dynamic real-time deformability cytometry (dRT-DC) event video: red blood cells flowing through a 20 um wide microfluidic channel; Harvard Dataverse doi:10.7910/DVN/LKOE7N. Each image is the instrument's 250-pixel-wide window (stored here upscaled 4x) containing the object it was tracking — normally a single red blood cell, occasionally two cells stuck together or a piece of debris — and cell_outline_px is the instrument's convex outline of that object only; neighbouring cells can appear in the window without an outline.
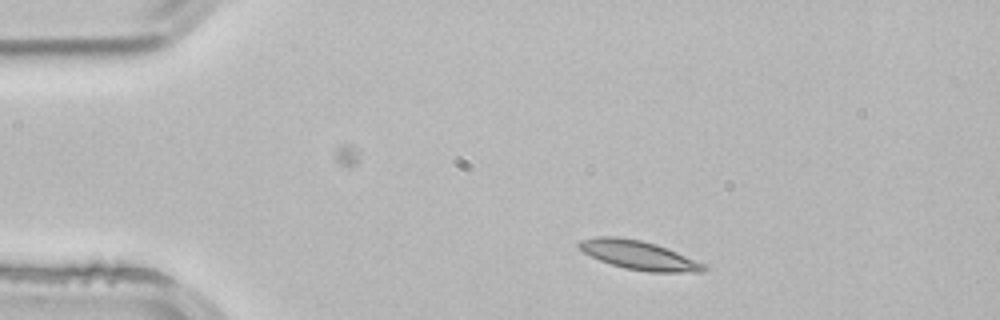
{"species": "common noctule bat (a hibernating species)", "species_latin": "Nyctalus noctula", "temperature_condition": "room temperature", "stored_images_in_passage": 2, "camera_frame_rate_fps": 3000, "um_per_image_px": 0.085, "animal": {"sex": "male", "body_mass_g": 21.5, "forearm_length_mm": 52.0}, "frame": {"image": 1, "passage_image": 1, "time_ms": 0.0, "image_size_px": [1000, 320], "cell_outline_px": [[708, 268], [704, 272], [648, 272], [624, 268], [600, 260], [584, 252], [576, 244], [580, 240], [596, 236], [616, 236], [640, 240], [656, 244], [708, 264]], "centroid_in_image_um": [54.34, 21.69], "position_along_channel_um": 30.7, "area_um2": 21.1}}